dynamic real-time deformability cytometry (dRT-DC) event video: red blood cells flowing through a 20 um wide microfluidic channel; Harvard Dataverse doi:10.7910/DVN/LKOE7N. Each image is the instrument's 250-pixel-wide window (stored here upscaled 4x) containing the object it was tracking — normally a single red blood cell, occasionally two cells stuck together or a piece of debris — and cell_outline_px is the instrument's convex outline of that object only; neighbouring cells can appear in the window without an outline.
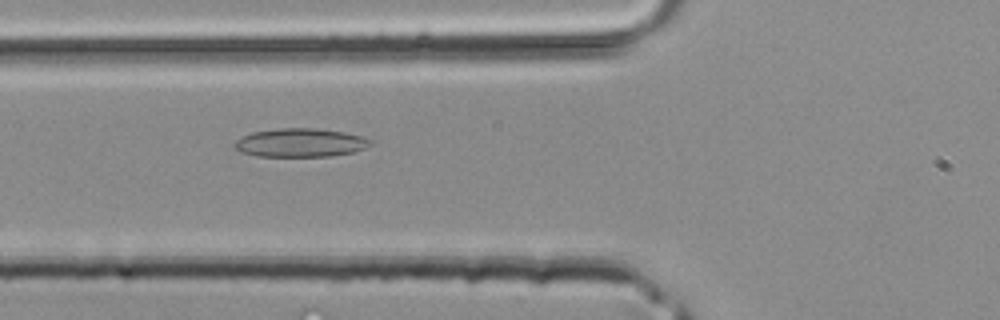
{"species": "common noctule bat (a hibernating species)", "species_latin": "Nyctalus noctula", "temperature_condition": "room temperature", "stored_images_in_passage": 23, "camera_frame_rate_fps": 3000, "um_per_image_px": 0.085, "animal": {"sex": "male", "body_mass_g": 20.4}, "frame": {"image": 1, "passage_image": 4, "time_ms": 1.0, "image_size_px": [1000, 320], "cell_outline_px": [[372, 144], [364, 148], [352, 152], [328, 156], [256, 156], [240, 152], [232, 144], [240, 136], [252, 132], [280, 128], [316, 128], [344, 132], [360, 136], [372, 140]], "centroid_in_image_um": [25.48, 12.12], "position_along_channel_um": 100.3, "area_um2": 22.6}}
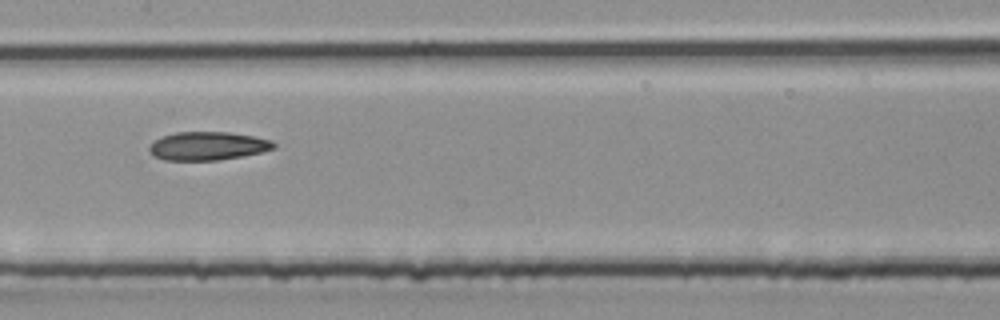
{"frame": {"image": 2, "passage_image": 9, "time_ms": 2.667, "image_size_px": [1000, 320], "cell_outline_px": [[276, 144], [272, 148], [260, 152], [244, 156], [216, 160], [164, 160], [152, 156], [148, 148], [156, 140], [164, 136], [176, 132], [228, 132], [252, 136], [272, 140]], "centroid_in_image_um": [17.64, 12.41], "position_along_channel_um": 189.8, "area_um2": 20.4}}
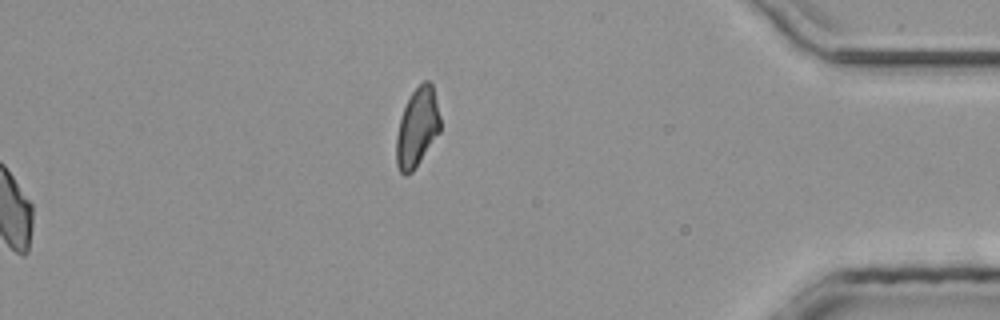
{"frame": {"image": 3, "passage_image": 23, "time_ms": 7.333, "image_size_px": [1000, 320], "cell_outline_px": [[440, 132], [412, 172], [404, 176], [400, 172], [396, 164], [396, 136], [400, 120], [404, 108], [412, 92], [424, 80], [428, 80], [432, 84], [440, 116]], "centroid_in_image_um": [35.46, 10.86], "position_along_channel_um": 399.7, "area_um2": 20.0}}